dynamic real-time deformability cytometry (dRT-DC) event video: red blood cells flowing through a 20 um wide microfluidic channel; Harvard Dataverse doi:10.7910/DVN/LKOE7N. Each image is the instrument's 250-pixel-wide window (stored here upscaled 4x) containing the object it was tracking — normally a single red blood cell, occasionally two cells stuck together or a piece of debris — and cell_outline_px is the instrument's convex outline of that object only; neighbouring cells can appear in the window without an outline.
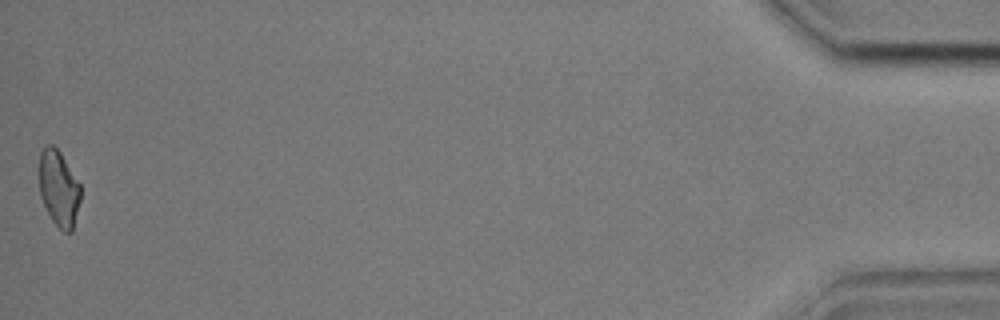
{"species": "common noctule bat (a hibernating species)", "species_latin": "Nyctalus noctula", "temperature_condition": "cold", "stored_images_in_passage": 43, "camera_frame_rate_fps": 3000, "um_per_image_px": 0.085, "animal": {"sex": "male", "body_mass_g": 17.9, "forearm_length_mm": 54.2}, "frame": {"image": 1, "passage_image": 43, "time_ms": 14.0, "image_size_px": [1000, 320], "cell_outline_px": [[80, 200], [72, 232], [64, 232], [52, 220], [40, 196], [40, 152], [48, 144], [52, 144], [60, 152], [80, 184]], "centroid_in_image_um": [5.0, 16.02], "position_along_channel_um": 430.2, "area_um2": 17.98}, "authors_computed_cell_mechanics": {"area_um2": 19.8254, "velocity_mm_per_s": 3.5863, "shape_relaxation_time_tau1_ms": 2.5637, "shape_relaxation_time_tau2_ms": 6.7877, "deformation_change_tau1": 0.0917, "deformation_change_tau2": 0.1192}}